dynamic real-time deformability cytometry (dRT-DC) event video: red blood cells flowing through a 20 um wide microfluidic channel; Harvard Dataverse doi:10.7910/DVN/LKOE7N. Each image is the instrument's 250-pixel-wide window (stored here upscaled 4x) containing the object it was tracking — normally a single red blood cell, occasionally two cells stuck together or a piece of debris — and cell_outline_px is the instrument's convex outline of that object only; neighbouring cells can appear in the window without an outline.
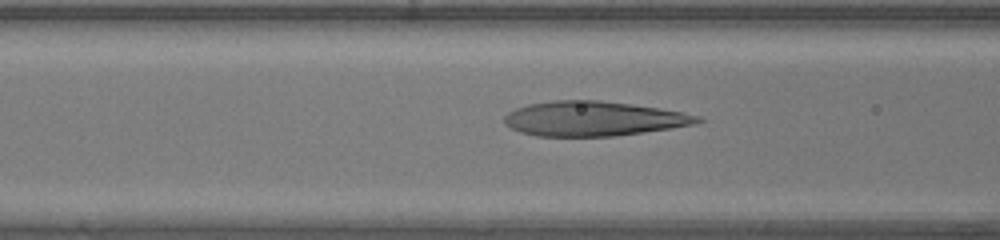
{"species": "human", "species_latin": "Homo sapiens", "temperature_condition": "warm", "stored_images_in_passage": 20, "camera_frame_rate_fps": 3000, "um_per_image_px": 0.085, "donor": {"sex": "female"}, "frame": {"image": 1, "passage_image": 6, "time_ms": 1.667, "image_size_px": [1000, 240], "cell_outline_px": [[704, 120], [692, 124], [668, 128], [616, 136], [536, 136], [520, 132], [504, 124], [504, 116], [508, 112], [516, 108], [528, 104], [552, 100], [600, 100], [632, 104], [680, 112], [700, 116]], "centroid_in_image_um": [50.37, 10.08], "position_along_channel_um": 116.2, "area_um2": 38.78}}
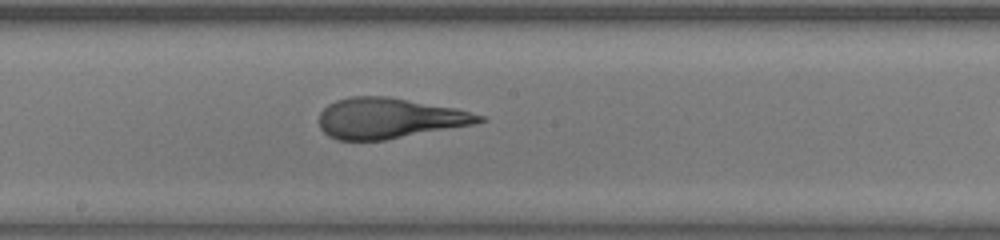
{"frame": {"image": 2, "passage_image": 13, "time_ms": 4.0, "image_size_px": [1000, 240], "cell_outline_px": [[488, 120], [476, 124], [384, 140], [336, 140], [328, 136], [320, 128], [320, 112], [328, 104], [336, 100], [352, 96], [388, 96], [456, 108], [484, 116]], "centroid_in_image_um": [33.09, 10.05], "position_along_channel_um": 215.1, "area_um2": 37.86}}
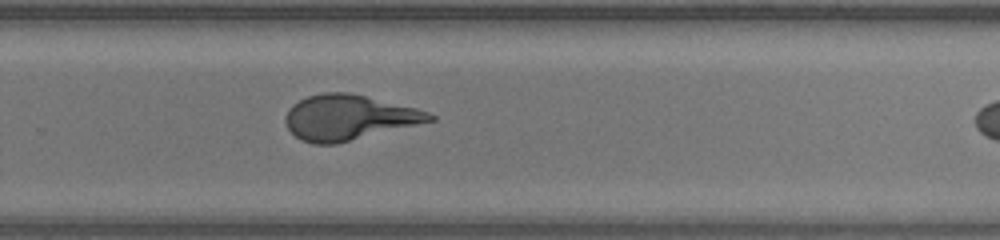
{"frame": {"image": 3, "passage_image": 19, "time_ms": 6.0, "image_size_px": [1000, 240], "cell_outline_px": [[436, 120], [336, 144], [316, 144], [300, 140], [288, 128], [284, 120], [284, 116], [288, 108], [292, 104], [308, 96], [324, 92], [348, 92], [416, 108], [428, 112], [436, 116]], "centroid_in_image_um": [29.62, 9.99], "position_along_channel_um": 300.2, "area_um2": 37.86}}